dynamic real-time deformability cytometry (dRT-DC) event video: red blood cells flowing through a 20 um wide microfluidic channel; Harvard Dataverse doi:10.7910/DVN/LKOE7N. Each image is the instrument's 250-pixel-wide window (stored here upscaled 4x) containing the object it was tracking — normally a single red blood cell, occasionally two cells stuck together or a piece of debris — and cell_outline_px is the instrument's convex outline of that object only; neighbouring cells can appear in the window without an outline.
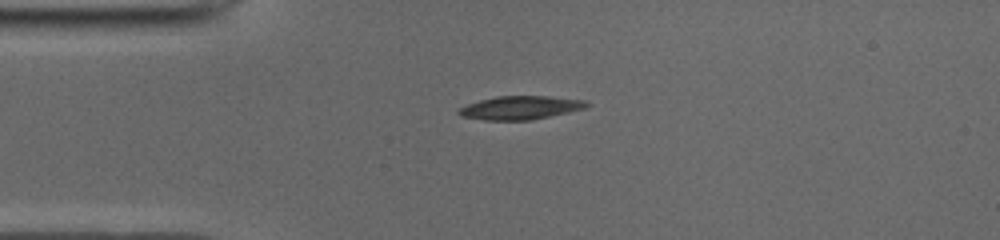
{"species": "common noctule bat (a hibernating species)", "species_latin": "Nyctalus noctula", "temperature_condition": "cold", "stored_images_in_passage": 40, "camera_frame_rate_fps": 3000, "um_per_image_px": 0.085, "animal": {"sex": "male", "body_mass_g": 19.0, "forearm_length_mm": 50.8}, "frame": {"image": 1, "passage_image": 1, "time_ms": 0.0, "image_size_px": [1000, 240], "cell_outline_px": [[588, 104], [584, 108], [568, 112], [532, 120], [484, 120], [460, 116], [456, 112], [460, 108], [468, 104], [480, 100], [496, 96], [548, 96], [588, 100]], "centroid_in_image_um": [44.22, 9.15], "position_along_channel_um": 40.8, "area_um2": 17.46}}
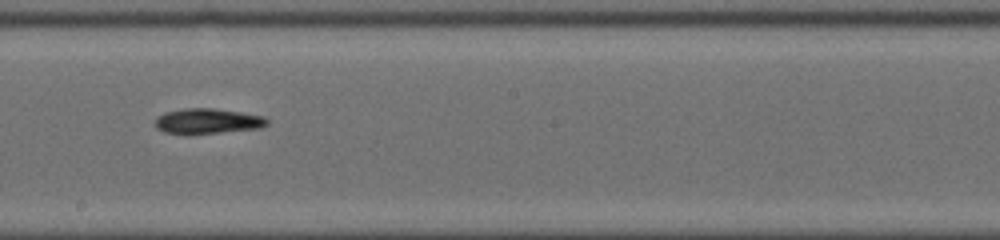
{"frame": {"image": 2, "passage_image": 17, "time_ms": 5.333, "image_size_px": [1000, 240], "cell_outline_px": [[268, 124], [260, 128], [188, 136], [164, 132], [156, 128], [156, 116], [164, 112], [184, 108], [212, 108], [240, 112], [264, 116], [268, 120]], "centroid_in_image_um": [17.6, 10.32], "position_along_channel_um": 230.6, "area_um2": 16.94}}
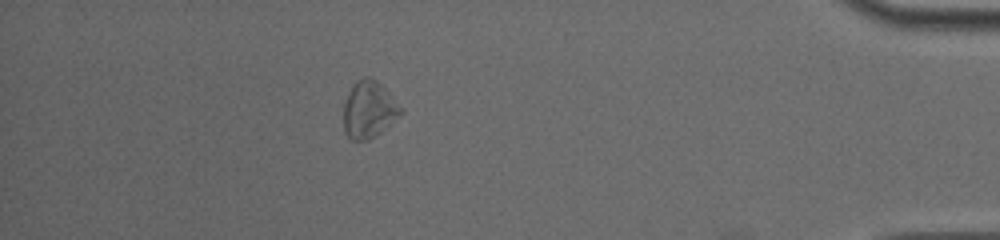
{"frame": {"image": 3, "passage_image": 34, "time_ms": 11.0, "image_size_px": [1000, 240], "cell_outline_px": [[400, 116], [380, 132], [368, 140], [352, 140], [344, 132], [344, 104], [348, 92], [356, 80], [364, 76], [372, 76], [388, 92], [400, 108]], "centroid_in_image_um": [31.31, 9.3], "position_along_channel_um": 403.9, "area_um2": 18.67}, "authors_computed_cell_mechanics": {"area_um2": 16.8776, "velocity_mm_per_s": 3.9316, "shape_relaxation_time_tau1_ms": 5.2113, "shape_relaxation_time_tau2_ms": null, "deformation_change_tau1": 0.1129, "deformation_change_tau2": null}}